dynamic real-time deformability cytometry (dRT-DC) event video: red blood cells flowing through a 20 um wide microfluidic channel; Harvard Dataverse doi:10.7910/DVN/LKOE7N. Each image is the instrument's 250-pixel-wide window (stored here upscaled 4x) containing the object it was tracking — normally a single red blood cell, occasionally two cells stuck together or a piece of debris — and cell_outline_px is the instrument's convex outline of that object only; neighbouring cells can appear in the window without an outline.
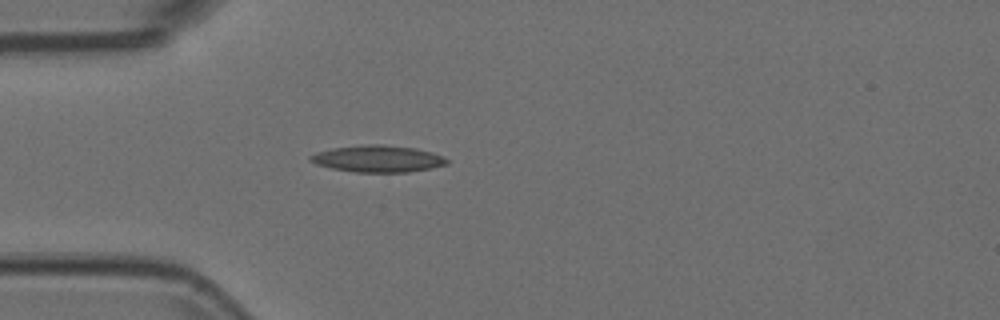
{"species": "Egyptian fruit bat (a non-hibernating species)", "species_latin": "Rousettus aegyptiacus", "temperature_condition": "room temperature", "stored_images_in_passage": 39, "camera_frame_rate_fps": 3000, "um_per_image_px": 0.085, "animal": {"sex": "female"}, "frame": {"image": 1, "passage_image": 1, "time_ms": 0.0, "image_size_px": [1000, 320], "cell_outline_px": [[448, 164], [432, 168], [408, 172], [356, 172], [332, 168], [316, 164], [308, 160], [308, 156], [316, 152], [332, 148], [368, 144], [380, 144], [416, 148], [432, 152], [448, 160]], "centroid_in_image_um": [32.09, 13.49], "position_along_channel_um": 52.9, "area_um2": 21.27}}
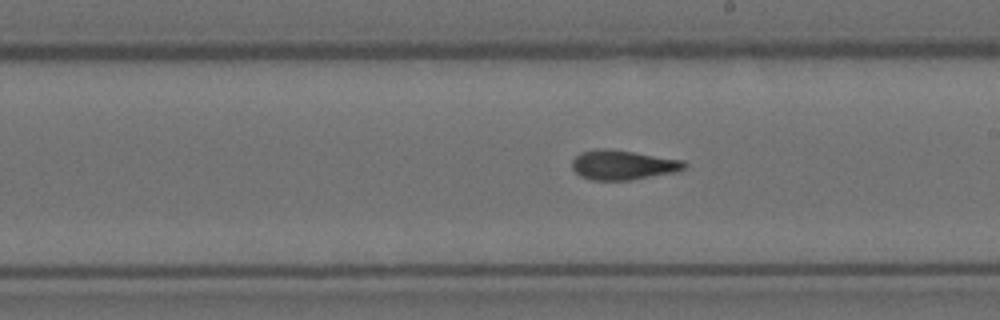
{"frame": {"image": 2, "passage_image": 16, "time_ms": 5.0, "image_size_px": [1000, 320], "cell_outline_px": [[688, 164], [684, 168], [676, 172], [632, 180], [592, 180], [580, 176], [572, 168], [572, 160], [580, 152], [600, 148], [608, 148], [684, 160]], "centroid_in_image_um": [52.95, 14.02], "position_along_channel_um": 236.1, "area_um2": 19.48}}
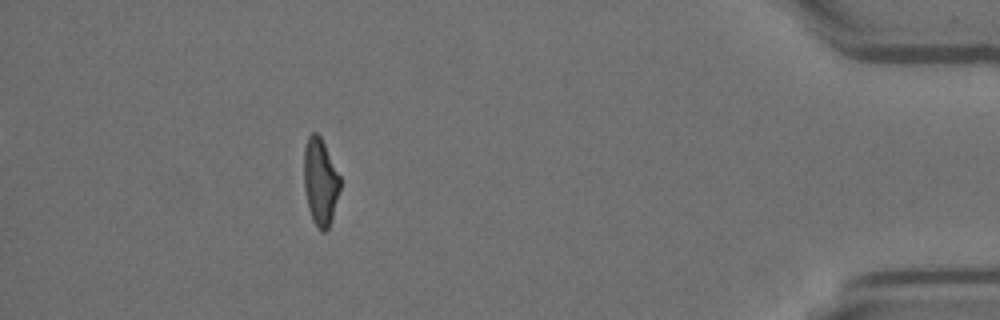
{"frame": {"image": 3, "passage_image": 34, "time_ms": 11.0, "image_size_px": [1000, 320], "cell_outline_px": [[340, 188], [332, 216], [328, 228], [324, 232], [320, 232], [312, 220], [308, 208], [304, 188], [304, 148], [308, 136], [312, 132], [316, 132], [320, 136], [340, 176]], "centroid_in_image_um": [27.21, 15.46], "position_along_channel_um": 408.0, "area_um2": 18.21}}